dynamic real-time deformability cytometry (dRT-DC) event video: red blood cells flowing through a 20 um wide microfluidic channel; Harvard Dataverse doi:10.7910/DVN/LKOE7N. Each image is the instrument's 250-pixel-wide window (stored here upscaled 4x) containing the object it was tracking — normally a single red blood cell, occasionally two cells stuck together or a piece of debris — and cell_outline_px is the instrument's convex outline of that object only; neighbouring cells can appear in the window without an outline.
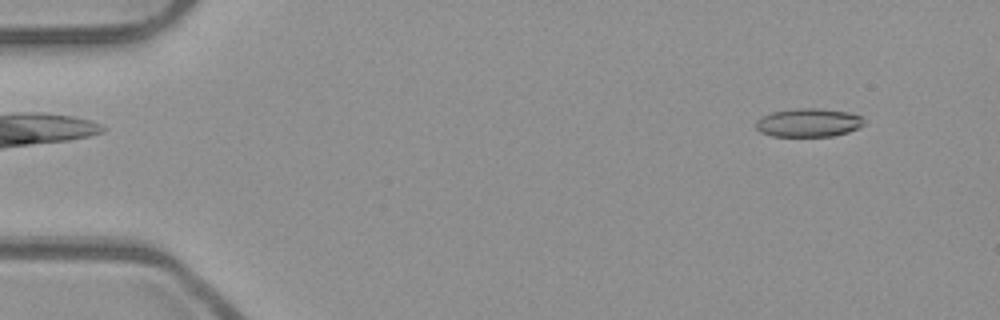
{"species": "common noctule bat (a hibernating species)", "species_latin": "Nyctalus noctula", "temperature_condition": "room temperature", "stored_images_in_passage": 32, "camera_frame_rate_fps": 3000, "um_per_image_px": 0.085, "animal": {"sex": "male", "body_mass_g": 23.1, "forearm_length_mm": 52.7}, "frame": {"image": 1, "passage_image": 1, "time_ms": 0.0, "image_size_px": [1000, 320], "cell_outline_px": [[864, 124], [860, 128], [848, 132], [832, 136], [772, 136], [760, 132], [756, 128], [756, 120], [772, 112], [796, 108], [820, 108], [848, 112], [860, 116], [864, 120]], "centroid_in_image_um": [68.73, 10.42], "position_along_channel_um": 16.3, "area_um2": 17.98}}
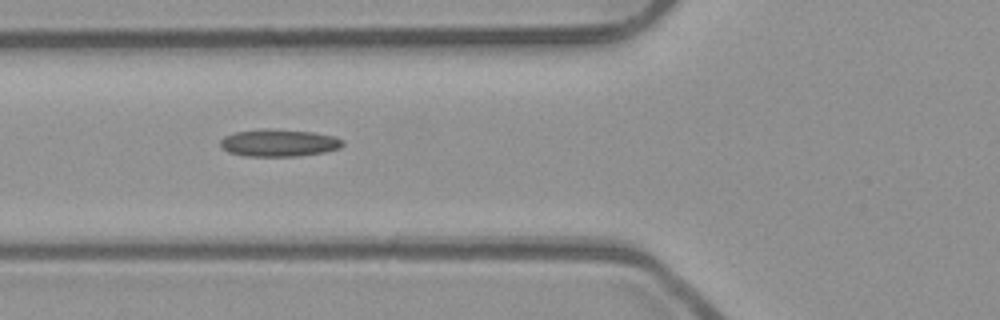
{"frame": {"image": 2, "passage_image": 16, "time_ms": 5.0, "image_size_px": [1000, 320], "cell_outline_px": [[344, 144], [340, 148], [324, 152], [296, 156], [244, 156], [228, 152], [220, 144], [220, 140], [224, 136], [236, 132], [264, 128], [312, 132], [336, 136], [344, 140]], "centroid_in_image_um": [23.72, 12.14], "position_along_channel_um": 102.1, "area_um2": 19.48}}
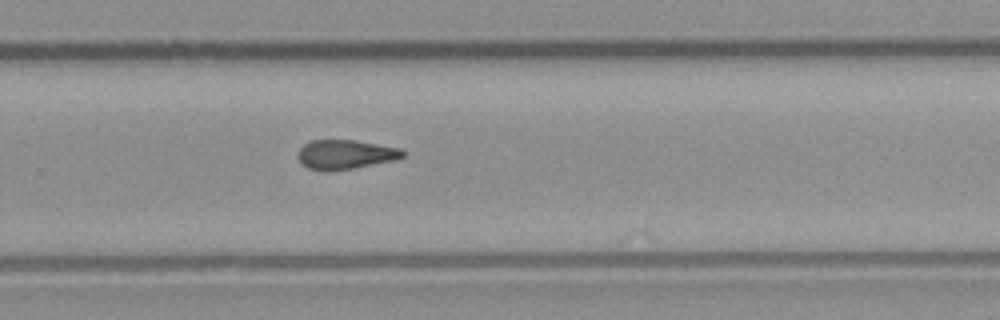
{"frame": {"image": 3, "passage_image": 31, "time_ms": 10.0, "image_size_px": [1000, 320], "cell_outline_px": [[404, 156], [396, 160], [352, 168], [328, 172], [320, 172], [308, 168], [300, 164], [296, 156], [296, 152], [304, 144], [312, 140], [352, 140], [400, 148], [404, 152]], "centroid_in_image_um": [29.27, 13.15], "position_along_channel_um": 300.5, "area_um2": 18.15}}